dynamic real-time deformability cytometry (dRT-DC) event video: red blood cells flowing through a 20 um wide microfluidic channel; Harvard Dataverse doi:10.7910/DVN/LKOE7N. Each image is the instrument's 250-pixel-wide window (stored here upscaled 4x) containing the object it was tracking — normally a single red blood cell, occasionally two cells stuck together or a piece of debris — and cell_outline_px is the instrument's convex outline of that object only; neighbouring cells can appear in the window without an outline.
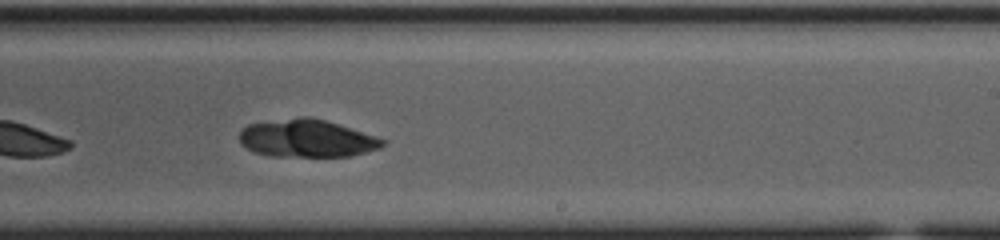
{"species": "common noctule bat (a hibernating species)", "species_latin": "Nyctalus noctula", "temperature_condition": "cold", "stored_images_in_passage": 49, "camera_frame_rate_fps": 3000, "um_per_image_px": 0.085, "animal": {"sex": "female", "body_mass_g": 23.0, "forearm_length_mm": 53.4}, "frame": {"image": 1, "passage_image": 28, "time_ms": 9.0, "image_size_px": [1000, 240], "cell_outline_px": [[388, 140], [380, 148], [352, 156], [268, 156], [252, 152], [240, 144], [240, 132], [248, 124], [300, 116], [312, 116], [376, 136]], "centroid_in_image_um": [26.07, 11.76], "position_along_channel_um": 262.9, "area_um2": 31.62}}